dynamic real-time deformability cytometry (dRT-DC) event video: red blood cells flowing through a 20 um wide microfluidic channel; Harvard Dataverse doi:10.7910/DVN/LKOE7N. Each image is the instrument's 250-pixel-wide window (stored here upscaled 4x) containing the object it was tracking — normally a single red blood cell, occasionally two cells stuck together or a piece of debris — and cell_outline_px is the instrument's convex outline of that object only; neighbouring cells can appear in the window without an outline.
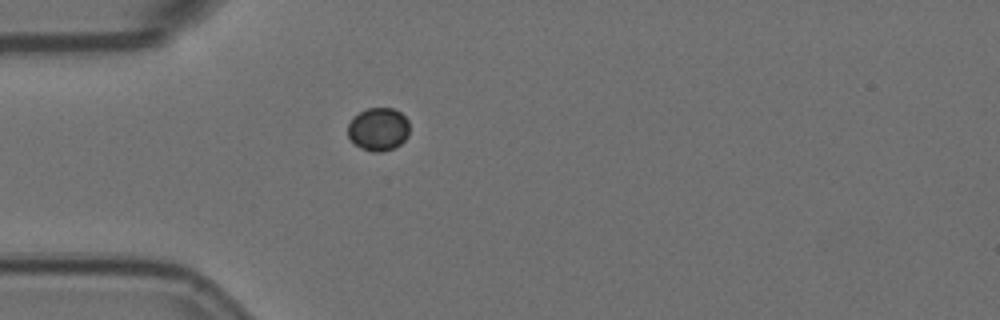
{"species": "Egyptian fruit bat (a non-hibernating species)", "species_latin": "Rousettus aegyptiacus", "temperature_condition": "room temperature", "stored_images_in_passage": 1, "camera_frame_rate_fps": 3000, "um_per_image_px": 0.085, "animal": {"sex": "female"}, "frame": {"image": 1, "passage_image": 1, "time_ms": 0.0, "image_size_px": [1000, 320], "cell_outline_px": [[408, 136], [400, 144], [392, 148], [380, 152], [372, 152], [360, 148], [348, 136], [348, 124], [352, 116], [368, 108], [392, 108], [400, 112], [408, 120]], "centroid_in_image_um": [32.14, 10.97], "position_along_channel_um": 52.9, "area_um2": 15.43}}